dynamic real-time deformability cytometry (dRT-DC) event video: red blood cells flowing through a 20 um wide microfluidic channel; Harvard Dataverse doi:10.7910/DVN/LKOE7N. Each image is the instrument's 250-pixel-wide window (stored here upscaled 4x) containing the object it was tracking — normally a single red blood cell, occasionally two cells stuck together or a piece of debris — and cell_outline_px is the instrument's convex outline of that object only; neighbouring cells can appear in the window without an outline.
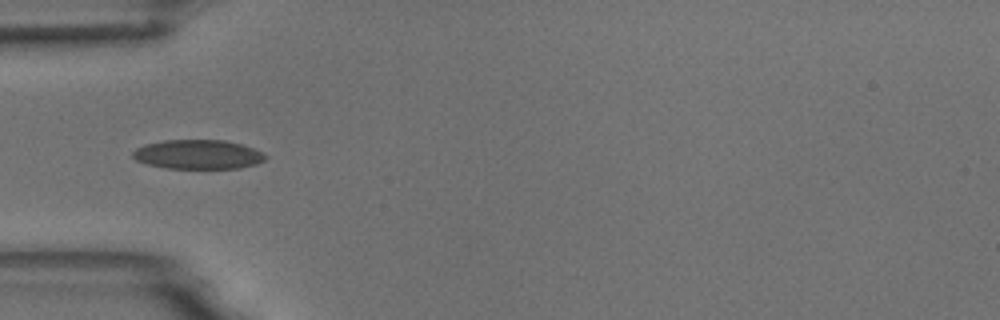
{"species": "common noctule bat (a hibernating species)", "species_latin": "Nyctalus noctula", "temperature_condition": "room temperature", "stored_images_in_passage": 2, "camera_frame_rate_fps": 3000, "um_per_image_px": 0.085, "animal": {"sex": "male", "body_mass_g": 18.8}, "frame": {"image": 1, "passage_image": 1, "time_ms": 0.0, "image_size_px": [1000, 320], "cell_outline_px": [[268, 156], [264, 160], [256, 164], [240, 168], [168, 168], [148, 164], [136, 160], [132, 156], [132, 152], [136, 148], [144, 144], [164, 140], [224, 140], [240, 144], [264, 152]], "centroid_in_image_um": [16.83, 13.12], "position_along_channel_um": 68.2, "area_um2": 22.6}}